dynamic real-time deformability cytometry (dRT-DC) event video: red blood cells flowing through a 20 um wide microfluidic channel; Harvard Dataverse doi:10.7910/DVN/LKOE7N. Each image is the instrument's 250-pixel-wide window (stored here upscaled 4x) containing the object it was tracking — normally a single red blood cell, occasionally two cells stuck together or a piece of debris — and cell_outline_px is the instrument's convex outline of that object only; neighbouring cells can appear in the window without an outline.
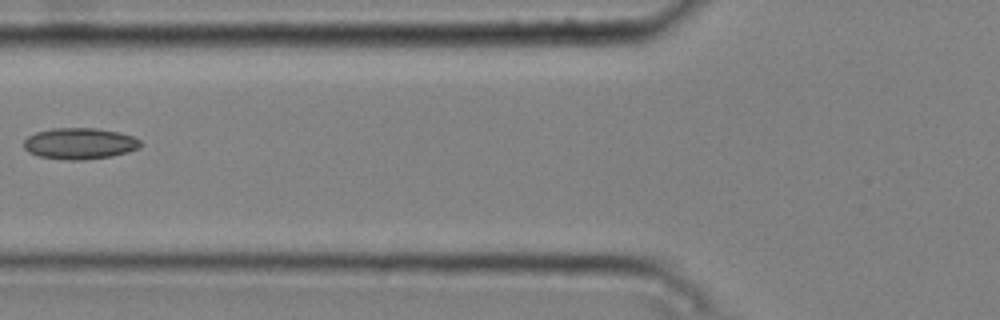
{"species": "common noctule bat (a hibernating species)", "species_latin": "Nyctalus noctula", "temperature_condition": "cold", "stored_images_in_passage": 7, "camera_frame_rate_fps": 3000, "um_per_image_px": 0.085, "animal": {"sex": "male", "body_mass_g": 20.4}, "frame": {"image": 1, "passage_image": 6, "time_ms": 1.667, "image_size_px": [1000, 320], "cell_outline_px": [[144, 144], [140, 148], [128, 152], [112, 156], [84, 160], [64, 160], [40, 156], [28, 152], [24, 148], [24, 140], [28, 136], [36, 132], [52, 128], [96, 128], [120, 132], [132, 136], [140, 140]], "centroid_in_image_um": [6.8, 12.2], "position_along_channel_um": 119.0, "area_um2": 21.5}}
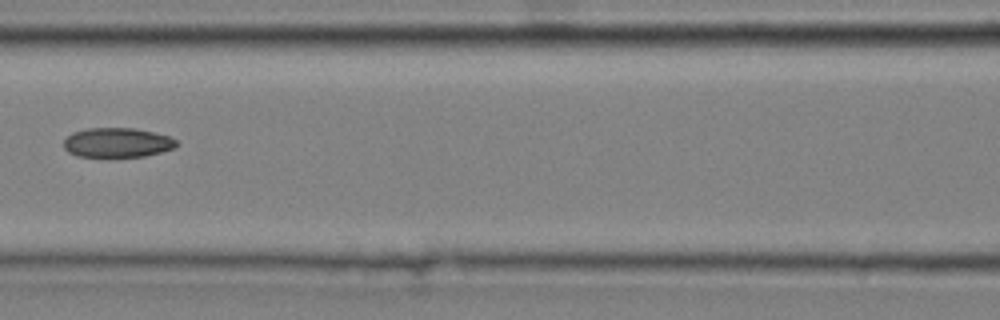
{"frame": {"image": 2, "passage_image": 7, "time_ms": 2.0, "image_size_px": [1000, 320], "cell_outline_px": [[180, 144], [176, 148], [144, 156], [112, 160], [76, 156], [68, 152], [64, 148], [64, 140], [72, 132], [88, 128], [136, 128], [168, 136], [176, 140]], "centroid_in_image_um": [9.95, 12.17], "position_along_channel_um": 156.7, "area_um2": 20.35}}